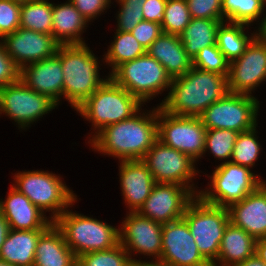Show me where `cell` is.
Masks as SVG:
<instances>
[{"label": "cell", "instance_id": "6da1fadb", "mask_svg": "<svg viewBox=\"0 0 266 266\" xmlns=\"http://www.w3.org/2000/svg\"><path fill=\"white\" fill-rule=\"evenodd\" d=\"M141 108L131 118L105 126L87 144L101 156L142 160L158 140L157 106Z\"/></svg>", "mask_w": 266, "mask_h": 266}, {"label": "cell", "instance_id": "7a4b0ae2", "mask_svg": "<svg viewBox=\"0 0 266 266\" xmlns=\"http://www.w3.org/2000/svg\"><path fill=\"white\" fill-rule=\"evenodd\" d=\"M228 90L224 74L193 67L183 76L173 78L167 95L157 106L176 116L199 117L211 104L224 97Z\"/></svg>", "mask_w": 266, "mask_h": 266}, {"label": "cell", "instance_id": "3957f363", "mask_svg": "<svg viewBox=\"0 0 266 266\" xmlns=\"http://www.w3.org/2000/svg\"><path fill=\"white\" fill-rule=\"evenodd\" d=\"M93 51L88 43L60 45L57 49L64 73L62 101H67L73 110L110 77L100 72L105 67L103 55L100 58Z\"/></svg>", "mask_w": 266, "mask_h": 266}, {"label": "cell", "instance_id": "277c9868", "mask_svg": "<svg viewBox=\"0 0 266 266\" xmlns=\"http://www.w3.org/2000/svg\"><path fill=\"white\" fill-rule=\"evenodd\" d=\"M145 107L136 97L117 85L110 77L74 111L91 123L88 143L105 126L131 118Z\"/></svg>", "mask_w": 266, "mask_h": 266}, {"label": "cell", "instance_id": "5b68a950", "mask_svg": "<svg viewBox=\"0 0 266 266\" xmlns=\"http://www.w3.org/2000/svg\"><path fill=\"white\" fill-rule=\"evenodd\" d=\"M11 185L23 193L54 222L66 209L81 199L66 185L61 174L48 170H20L11 173ZM64 180V181H63Z\"/></svg>", "mask_w": 266, "mask_h": 266}, {"label": "cell", "instance_id": "8992f818", "mask_svg": "<svg viewBox=\"0 0 266 266\" xmlns=\"http://www.w3.org/2000/svg\"><path fill=\"white\" fill-rule=\"evenodd\" d=\"M66 209L55 221L63 233L66 244L76 257L84 253L108 250L120 243L119 225L84 215L71 208Z\"/></svg>", "mask_w": 266, "mask_h": 266}, {"label": "cell", "instance_id": "52a82bcc", "mask_svg": "<svg viewBox=\"0 0 266 266\" xmlns=\"http://www.w3.org/2000/svg\"><path fill=\"white\" fill-rule=\"evenodd\" d=\"M212 171L210 174L203 173L209 182L204 189L200 188L198 196L208 204L227 208L243 200L265 179L258 171L231 161L215 164Z\"/></svg>", "mask_w": 266, "mask_h": 266}, {"label": "cell", "instance_id": "ba28073f", "mask_svg": "<svg viewBox=\"0 0 266 266\" xmlns=\"http://www.w3.org/2000/svg\"><path fill=\"white\" fill-rule=\"evenodd\" d=\"M110 78L146 107L154 98L168 93L172 81L163 65L147 53L119 65Z\"/></svg>", "mask_w": 266, "mask_h": 266}, {"label": "cell", "instance_id": "9c48e42d", "mask_svg": "<svg viewBox=\"0 0 266 266\" xmlns=\"http://www.w3.org/2000/svg\"><path fill=\"white\" fill-rule=\"evenodd\" d=\"M183 218L200 254L212 265L218 258L223 233L230 222L228 208L208 204L196 196L187 206Z\"/></svg>", "mask_w": 266, "mask_h": 266}, {"label": "cell", "instance_id": "30bf717a", "mask_svg": "<svg viewBox=\"0 0 266 266\" xmlns=\"http://www.w3.org/2000/svg\"><path fill=\"white\" fill-rule=\"evenodd\" d=\"M142 161L147 165L156 183L182 185L198 196L201 186H197L196 180H199L203 175L200 173L205 171L198 169L197 162L189 155L157 140Z\"/></svg>", "mask_w": 266, "mask_h": 266}, {"label": "cell", "instance_id": "8fae6325", "mask_svg": "<svg viewBox=\"0 0 266 266\" xmlns=\"http://www.w3.org/2000/svg\"><path fill=\"white\" fill-rule=\"evenodd\" d=\"M58 107L52 99L31 90L21 79L0 88V118L5 116L13 121L20 132H26Z\"/></svg>", "mask_w": 266, "mask_h": 266}, {"label": "cell", "instance_id": "7c38bea8", "mask_svg": "<svg viewBox=\"0 0 266 266\" xmlns=\"http://www.w3.org/2000/svg\"><path fill=\"white\" fill-rule=\"evenodd\" d=\"M262 102L256 96L228 92L199 116L206 129L244 132L259 125Z\"/></svg>", "mask_w": 266, "mask_h": 266}, {"label": "cell", "instance_id": "4fadbf2b", "mask_svg": "<svg viewBox=\"0 0 266 266\" xmlns=\"http://www.w3.org/2000/svg\"><path fill=\"white\" fill-rule=\"evenodd\" d=\"M157 125L158 140L202 162L207 129L199 117L171 115L157 106Z\"/></svg>", "mask_w": 266, "mask_h": 266}, {"label": "cell", "instance_id": "5bb4252c", "mask_svg": "<svg viewBox=\"0 0 266 266\" xmlns=\"http://www.w3.org/2000/svg\"><path fill=\"white\" fill-rule=\"evenodd\" d=\"M162 226L163 224L144 217L138 212H126L119 224L120 244L130 255L133 263L147 261V259L148 261L160 260Z\"/></svg>", "mask_w": 266, "mask_h": 266}, {"label": "cell", "instance_id": "9a60e30c", "mask_svg": "<svg viewBox=\"0 0 266 266\" xmlns=\"http://www.w3.org/2000/svg\"><path fill=\"white\" fill-rule=\"evenodd\" d=\"M231 93L257 96L255 91L266 82V43L257 35L245 52L229 64L227 76ZM258 87V88H257Z\"/></svg>", "mask_w": 266, "mask_h": 266}, {"label": "cell", "instance_id": "2e32d148", "mask_svg": "<svg viewBox=\"0 0 266 266\" xmlns=\"http://www.w3.org/2000/svg\"><path fill=\"white\" fill-rule=\"evenodd\" d=\"M195 197L188 187L156 183L137 212L158 223L166 224L182 218L187 206Z\"/></svg>", "mask_w": 266, "mask_h": 266}, {"label": "cell", "instance_id": "e0dca14e", "mask_svg": "<svg viewBox=\"0 0 266 266\" xmlns=\"http://www.w3.org/2000/svg\"><path fill=\"white\" fill-rule=\"evenodd\" d=\"M171 266H212L199 252L186 220L163 224L160 260Z\"/></svg>", "mask_w": 266, "mask_h": 266}, {"label": "cell", "instance_id": "ac0fdd59", "mask_svg": "<svg viewBox=\"0 0 266 266\" xmlns=\"http://www.w3.org/2000/svg\"><path fill=\"white\" fill-rule=\"evenodd\" d=\"M2 42L7 54L20 69L29 63L52 57L60 46L52 34H43L21 27L6 35Z\"/></svg>", "mask_w": 266, "mask_h": 266}, {"label": "cell", "instance_id": "d6986e66", "mask_svg": "<svg viewBox=\"0 0 266 266\" xmlns=\"http://www.w3.org/2000/svg\"><path fill=\"white\" fill-rule=\"evenodd\" d=\"M119 185L126 212H137L156 184L142 160L118 161Z\"/></svg>", "mask_w": 266, "mask_h": 266}, {"label": "cell", "instance_id": "ffe728a7", "mask_svg": "<svg viewBox=\"0 0 266 266\" xmlns=\"http://www.w3.org/2000/svg\"><path fill=\"white\" fill-rule=\"evenodd\" d=\"M61 59L55 54L50 58L32 62L20 69V79L39 94L46 95L58 106L63 99V79Z\"/></svg>", "mask_w": 266, "mask_h": 266}, {"label": "cell", "instance_id": "44dd1931", "mask_svg": "<svg viewBox=\"0 0 266 266\" xmlns=\"http://www.w3.org/2000/svg\"><path fill=\"white\" fill-rule=\"evenodd\" d=\"M230 222L255 239L266 238V178L243 200L228 207Z\"/></svg>", "mask_w": 266, "mask_h": 266}, {"label": "cell", "instance_id": "7402d4cb", "mask_svg": "<svg viewBox=\"0 0 266 266\" xmlns=\"http://www.w3.org/2000/svg\"><path fill=\"white\" fill-rule=\"evenodd\" d=\"M5 198H0V211L13 230L47 229L53 221L23 193L11 184Z\"/></svg>", "mask_w": 266, "mask_h": 266}, {"label": "cell", "instance_id": "603a6c76", "mask_svg": "<svg viewBox=\"0 0 266 266\" xmlns=\"http://www.w3.org/2000/svg\"><path fill=\"white\" fill-rule=\"evenodd\" d=\"M89 25L69 0L52 2V35L60 45L86 44Z\"/></svg>", "mask_w": 266, "mask_h": 266}, {"label": "cell", "instance_id": "cb8c5ba5", "mask_svg": "<svg viewBox=\"0 0 266 266\" xmlns=\"http://www.w3.org/2000/svg\"><path fill=\"white\" fill-rule=\"evenodd\" d=\"M146 53L163 65L171 79L183 76L192 68V59L187 55L178 35L163 32Z\"/></svg>", "mask_w": 266, "mask_h": 266}, {"label": "cell", "instance_id": "d4e9b609", "mask_svg": "<svg viewBox=\"0 0 266 266\" xmlns=\"http://www.w3.org/2000/svg\"><path fill=\"white\" fill-rule=\"evenodd\" d=\"M33 266H77V257L53 222L39 237Z\"/></svg>", "mask_w": 266, "mask_h": 266}, {"label": "cell", "instance_id": "484cf974", "mask_svg": "<svg viewBox=\"0 0 266 266\" xmlns=\"http://www.w3.org/2000/svg\"><path fill=\"white\" fill-rule=\"evenodd\" d=\"M256 239L231 222L225 227L217 260L212 266H234L255 254Z\"/></svg>", "mask_w": 266, "mask_h": 266}, {"label": "cell", "instance_id": "4316f807", "mask_svg": "<svg viewBox=\"0 0 266 266\" xmlns=\"http://www.w3.org/2000/svg\"><path fill=\"white\" fill-rule=\"evenodd\" d=\"M46 229H10L0 249V259L15 266H33L40 235Z\"/></svg>", "mask_w": 266, "mask_h": 266}, {"label": "cell", "instance_id": "83f0119b", "mask_svg": "<svg viewBox=\"0 0 266 266\" xmlns=\"http://www.w3.org/2000/svg\"><path fill=\"white\" fill-rule=\"evenodd\" d=\"M256 36L257 28L255 27L224 21L218 27L216 45L226 60L231 63L245 52Z\"/></svg>", "mask_w": 266, "mask_h": 266}, {"label": "cell", "instance_id": "f1b7e54d", "mask_svg": "<svg viewBox=\"0 0 266 266\" xmlns=\"http://www.w3.org/2000/svg\"><path fill=\"white\" fill-rule=\"evenodd\" d=\"M222 22L223 19L191 18L179 36L187 55L192 60L201 49L216 45L217 30Z\"/></svg>", "mask_w": 266, "mask_h": 266}, {"label": "cell", "instance_id": "f546056e", "mask_svg": "<svg viewBox=\"0 0 266 266\" xmlns=\"http://www.w3.org/2000/svg\"><path fill=\"white\" fill-rule=\"evenodd\" d=\"M113 40L107 45V51L103 54L104 65L108 68L110 75L122 63L132 61L146 54V49L142 46L131 32L116 30L113 34ZM110 67V68H109Z\"/></svg>", "mask_w": 266, "mask_h": 266}, {"label": "cell", "instance_id": "4dcf8cb0", "mask_svg": "<svg viewBox=\"0 0 266 266\" xmlns=\"http://www.w3.org/2000/svg\"><path fill=\"white\" fill-rule=\"evenodd\" d=\"M223 20L258 28L266 16V0H222Z\"/></svg>", "mask_w": 266, "mask_h": 266}, {"label": "cell", "instance_id": "1f68e13d", "mask_svg": "<svg viewBox=\"0 0 266 266\" xmlns=\"http://www.w3.org/2000/svg\"><path fill=\"white\" fill-rule=\"evenodd\" d=\"M50 1L34 0L22 2L20 27L43 34H52V0Z\"/></svg>", "mask_w": 266, "mask_h": 266}, {"label": "cell", "instance_id": "d6a6232c", "mask_svg": "<svg viewBox=\"0 0 266 266\" xmlns=\"http://www.w3.org/2000/svg\"><path fill=\"white\" fill-rule=\"evenodd\" d=\"M259 127L261 126L257 125L250 130L238 134L234 144L231 162L248 167L251 170L257 167L260 157L264 153L263 144H261L262 141H260L258 136L260 135V131H258Z\"/></svg>", "mask_w": 266, "mask_h": 266}, {"label": "cell", "instance_id": "836d02e7", "mask_svg": "<svg viewBox=\"0 0 266 266\" xmlns=\"http://www.w3.org/2000/svg\"><path fill=\"white\" fill-rule=\"evenodd\" d=\"M238 134L237 131L229 129H207L205 134V150L202 158L204 159L208 154L209 157L214 156L215 162H217L216 160L218 162L221 161L219 164L229 162Z\"/></svg>", "mask_w": 266, "mask_h": 266}, {"label": "cell", "instance_id": "e575fe53", "mask_svg": "<svg viewBox=\"0 0 266 266\" xmlns=\"http://www.w3.org/2000/svg\"><path fill=\"white\" fill-rule=\"evenodd\" d=\"M130 255L119 243L108 250L84 253L77 257V266H133Z\"/></svg>", "mask_w": 266, "mask_h": 266}, {"label": "cell", "instance_id": "d590c367", "mask_svg": "<svg viewBox=\"0 0 266 266\" xmlns=\"http://www.w3.org/2000/svg\"><path fill=\"white\" fill-rule=\"evenodd\" d=\"M191 21L186 0H167L161 28L164 33L180 35Z\"/></svg>", "mask_w": 266, "mask_h": 266}, {"label": "cell", "instance_id": "8d00e7d4", "mask_svg": "<svg viewBox=\"0 0 266 266\" xmlns=\"http://www.w3.org/2000/svg\"><path fill=\"white\" fill-rule=\"evenodd\" d=\"M146 0H113L112 5L115 7L119 5L118 10L114 15L115 17V30L130 32L133 28L144 20L143 17V4ZM115 2V3H114Z\"/></svg>", "mask_w": 266, "mask_h": 266}, {"label": "cell", "instance_id": "74e56055", "mask_svg": "<svg viewBox=\"0 0 266 266\" xmlns=\"http://www.w3.org/2000/svg\"><path fill=\"white\" fill-rule=\"evenodd\" d=\"M229 62L220 52L217 45H212L201 49L192 60V66L198 69L224 74L226 77L229 73Z\"/></svg>", "mask_w": 266, "mask_h": 266}, {"label": "cell", "instance_id": "f35d334b", "mask_svg": "<svg viewBox=\"0 0 266 266\" xmlns=\"http://www.w3.org/2000/svg\"><path fill=\"white\" fill-rule=\"evenodd\" d=\"M21 2L0 0V39L20 27Z\"/></svg>", "mask_w": 266, "mask_h": 266}, {"label": "cell", "instance_id": "ab89813d", "mask_svg": "<svg viewBox=\"0 0 266 266\" xmlns=\"http://www.w3.org/2000/svg\"><path fill=\"white\" fill-rule=\"evenodd\" d=\"M191 18L223 19L222 0H186Z\"/></svg>", "mask_w": 266, "mask_h": 266}, {"label": "cell", "instance_id": "60d3db41", "mask_svg": "<svg viewBox=\"0 0 266 266\" xmlns=\"http://www.w3.org/2000/svg\"><path fill=\"white\" fill-rule=\"evenodd\" d=\"M73 6L87 19L92 25L102 15H106L107 11L112 9L113 0H69ZM102 14V15H101Z\"/></svg>", "mask_w": 266, "mask_h": 266}, {"label": "cell", "instance_id": "b9f144b4", "mask_svg": "<svg viewBox=\"0 0 266 266\" xmlns=\"http://www.w3.org/2000/svg\"><path fill=\"white\" fill-rule=\"evenodd\" d=\"M20 79V68L7 54L6 48L0 39V88L11 85Z\"/></svg>", "mask_w": 266, "mask_h": 266}, {"label": "cell", "instance_id": "7bdbcfd3", "mask_svg": "<svg viewBox=\"0 0 266 266\" xmlns=\"http://www.w3.org/2000/svg\"><path fill=\"white\" fill-rule=\"evenodd\" d=\"M130 32L146 50L163 33L161 24L146 20L138 23Z\"/></svg>", "mask_w": 266, "mask_h": 266}, {"label": "cell", "instance_id": "ee69618b", "mask_svg": "<svg viewBox=\"0 0 266 266\" xmlns=\"http://www.w3.org/2000/svg\"><path fill=\"white\" fill-rule=\"evenodd\" d=\"M166 4L167 0H146L142 7L144 20L161 24Z\"/></svg>", "mask_w": 266, "mask_h": 266}, {"label": "cell", "instance_id": "f6af8a7d", "mask_svg": "<svg viewBox=\"0 0 266 266\" xmlns=\"http://www.w3.org/2000/svg\"><path fill=\"white\" fill-rule=\"evenodd\" d=\"M10 231L9 222L5 218L4 214L0 211V249L5 242Z\"/></svg>", "mask_w": 266, "mask_h": 266}, {"label": "cell", "instance_id": "bcb514c9", "mask_svg": "<svg viewBox=\"0 0 266 266\" xmlns=\"http://www.w3.org/2000/svg\"><path fill=\"white\" fill-rule=\"evenodd\" d=\"M255 255L266 265V238L256 239Z\"/></svg>", "mask_w": 266, "mask_h": 266}, {"label": "cell", "instance_id": "7dc6e473", "mask_svg": "<svg viewBox=\"0 0 266 266\" xmlns=\"http://www.w3.org/2000/svg\"><path fill=\"white\" fill-rule=\"evenodd\" d=\"M234 266H266V265L257 255L254 254L245 261L238 263Z\"/></svg>", "mask_w": 266, "mask_h": 266}, {"label": "cell", "instance_id": "c3c4849f", "mask_svg": "<svg viewBox=\"0 0 266 266\" xmlns=\"http://www.w3.org/2000/svg\"><path fill=\"white\" fill-rule=\"evenodd\" d=\"M133 266H171L169 264L163 263L159 260H154V261H141L134 263Z\"/></svg>", "mask_w": 266, "mask_h": 266}, {"label": "cell", "instance_id": "681fc988", "mask_svg": "<svg viewBox=\"0 0 266 266\" xmlns=\"http://www.w3.org/2000/svg\"><path fill=\"white\" fill-rule=\"evenodd\" d=\"M257 35L266 43V16L262 24L257 28Z\"/></svg>", "mask_w": 266, "mask_h": 266}, {"label": "cell", "instance_id": "f907efd6", "mask_svg": "<svg viewBox=\"0 0 266 266\" xmlns=\"http://www.w3.org/2000/svg\"><path fill=\"white\" fill-rule=\"evenodd\" d=\"M0 266H15V265L9 264L8 262L0 259Z\"/></svg>", "mask_w": 266, "mask_h": 266}, {"label": "cell", "instance_id": "816d5d0a", "mask_svg": "<svg viewBox=\"0 0 266 266\" xmlns=\"http://www.w3.org/2000/svg\"><path fill=\"white\" fill-rule=\"evenodd\" d=\"M15 1H18V2H28V1H34V0H15Z\"/></svg>", "mask_w": 266, "mask_h": 266}]
</instances>
